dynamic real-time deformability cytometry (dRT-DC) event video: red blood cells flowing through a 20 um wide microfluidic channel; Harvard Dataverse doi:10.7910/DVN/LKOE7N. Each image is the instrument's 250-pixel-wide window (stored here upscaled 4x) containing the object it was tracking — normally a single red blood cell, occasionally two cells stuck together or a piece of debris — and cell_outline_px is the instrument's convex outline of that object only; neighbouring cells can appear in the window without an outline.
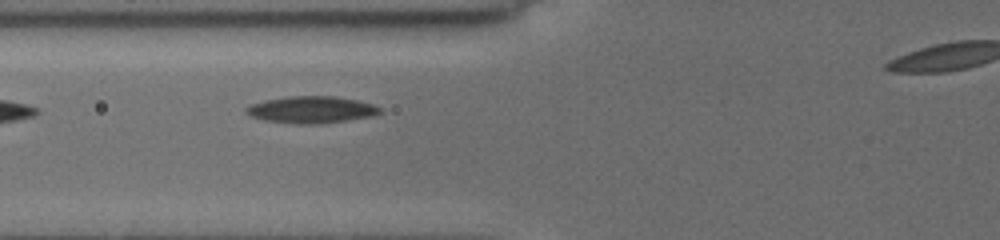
{"species": "common noctule bat (a hibernating species)", "species_latin": "Nyctalus noctula", "temperature_condition": "cold", "stored_images_in_passage": 3, "segment_of_instrument_passage": [1, 2], "camera_frame_rate_fps": 3000, "um_per_image_px": 0.085, "animal": {"sex": "female", "body_mass_g": 19.5, "forearm_length_mm": 54.1}, "frame": {"image": 1, "passage_image": 2, "time_ms": 1.0, "image_size_px": [1000, 240], "cell_outline_px": [[380, 112], [368, 116], [320, 124], [300, 124], [264, 120], [252, 116], [244, 112], [244, 108], [252, 104], [264, 100], [288, 96], [336, 96], [356, 100], [372, 104], [380, 108]], "centroid_in_image_um": [26.39, 9.31], "position_along_channel_um": 99.4, "area_um2": 20.63}}